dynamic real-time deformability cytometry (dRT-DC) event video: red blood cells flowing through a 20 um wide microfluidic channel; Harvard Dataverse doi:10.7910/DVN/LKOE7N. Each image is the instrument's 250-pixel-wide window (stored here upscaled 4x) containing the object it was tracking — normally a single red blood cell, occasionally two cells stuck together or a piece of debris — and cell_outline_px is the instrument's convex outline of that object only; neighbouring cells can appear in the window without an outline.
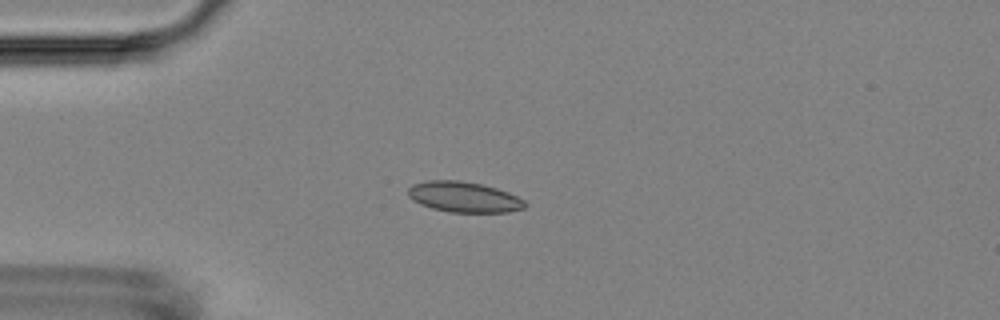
{"species": "Egyptian fruit bat (a non-hibernating species)", "species_latin": "Rousettus aegyptiacus", "temperature_condition": "room temperature", "stored_images_in_passage": 13, "camera_frame_rate_fps": 3000, "um_per_image_px": 0.085, "animal": {"sex": "female"}, "frame": {"image": 1, "passage_image": 2, "time_ms": 1.0, "image_size_px": [1000, 320], "cell_outline_px": [[528, 204], [524, 208], [508, 212], [448, 212], [432, 208], [420, 204], [412, 200], [408, 196], [408, 188], [412, 184], [428, 180], [460, 180], [480, 184], [496, 188], [508, 192], [524, 200]], "centroid_in_image_um": [39.41, 16.74], "position_along_channel_um": 45.6, "area_um2": 20.87}}
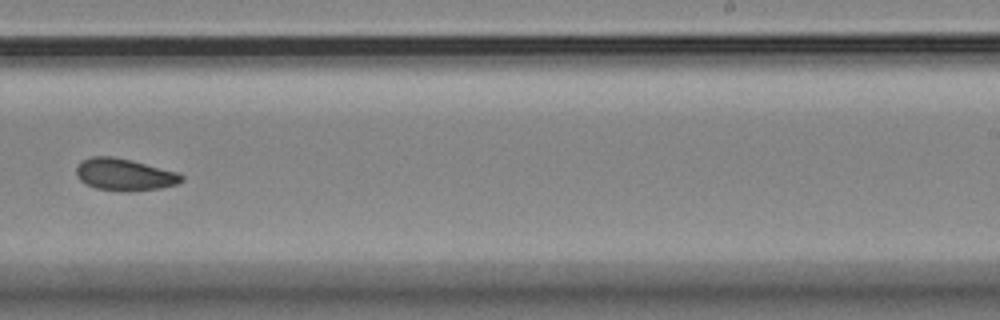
{"frame": {"image": 2, "passage_image": 8, "time_ms": 8.0, "image_size_px": [1000, 320], "cell_outline_px": [[184, 180], [180, 184], [160, 188], [132, 192], [124, 192], [96, 188], [80, 180], [76, 176], [76, 168], [80, 160], [92, 156], [112, 156], [132, 160], [180, 172], [184, 176]], "centroid_in_image_um": [10.63, 14.84], "position_along_channel_um": 278.4, "area_um2": 20.11}}
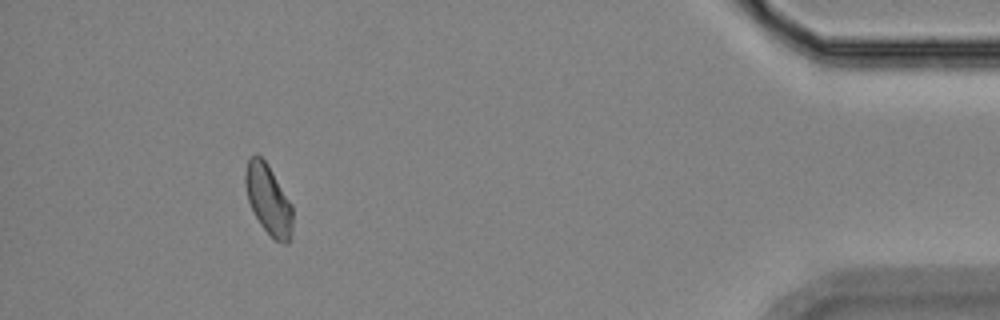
{"frame": {"image": 3, "passage_image": 12, "time_ms": 13.333, "image_size_px": [1000, 320], "cell_outline_px": [[292, 236], [288, 244], [284, 244], [276, 240], [260, 224], [248, 200], [244, 184], [244, 172], [248, 160], [256, 152], [268, 164], [292, 204]], "centroid_in_image_um": [22.81, 16.95], "position_along_channel_um": 412.4, "area_um2": 19.31}, "authors_computed_cell_mechanics": {"area_um2": 19.7098, "velocity_mm_per_s": 3.5935, "shape_relaxation_time_tau1_ms": 3.5399, "shape_relaxation_time_tau2_ms": 10.2491, "deformation_change_tau1": 0.0724, "deformation_change_tau2": 0.0847}}